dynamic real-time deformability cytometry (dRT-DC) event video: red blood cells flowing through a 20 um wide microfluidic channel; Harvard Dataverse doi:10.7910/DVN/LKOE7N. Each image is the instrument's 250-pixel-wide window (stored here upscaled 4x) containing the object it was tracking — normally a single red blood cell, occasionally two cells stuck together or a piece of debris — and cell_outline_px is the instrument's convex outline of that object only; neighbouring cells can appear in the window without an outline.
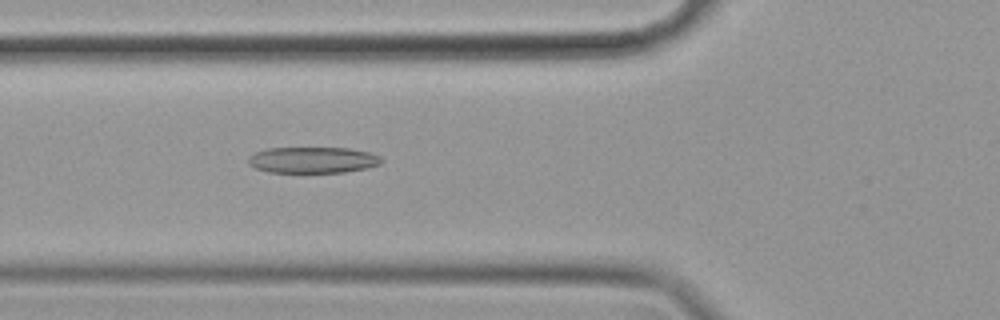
{"species": "common noctule bat (a hibernating species)", "species_latin": "Nyctalus noctula", "temperature_condition": "cold", "stored_images_in_passage": 56, "camera_frame_rate_fps": 3000, "um_per_image_px": 0.085, "animal": {"sex": "female", "body_mass_g": 19.9}, "frame": {"image": 1, "passage_image": 20, "time_ms": 6.333, "image_size_px": [1000, 320], "cell_outline_px": [[384, 160], [380, 164], [368, 168], [344, 172], [268, 172], [256, 168], [248, 164], [248, 156], [256, 152], [268, 148], [348, 148], [368, 152], [380, 156]], "centroid_in_image_um": [26.59, 13.6], "position_along_channel_um": 99.2, "area_um2": 20.29}}
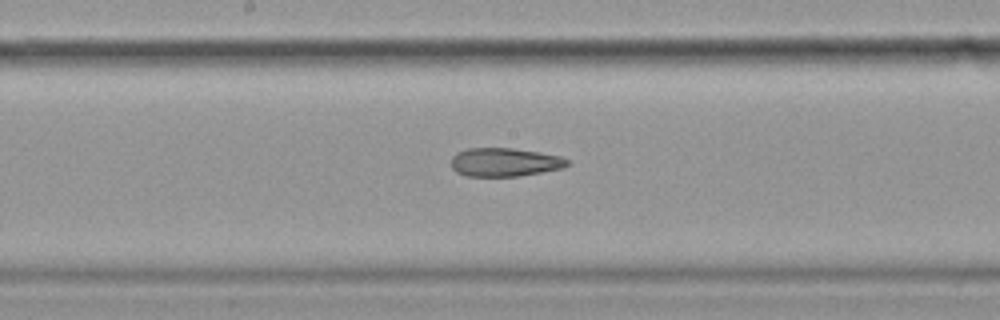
{"frame": {"image": 2, "passage_image": 29, "time_ms": 9.333, "image_size_px": [1000, 320], "cell_outline_px": [[568, 164], [564, 168], [520, 176], [464, 176], [456, 172], [452, 168], [452, 156], [456, 152], [468, 148], [512, 148], [540, 152], [560, 156], [568, 160]], "centroid_in_image_um": [42.88, 13.79], "position_along_channel_um": 205.3, "area_um2": 19.42}}
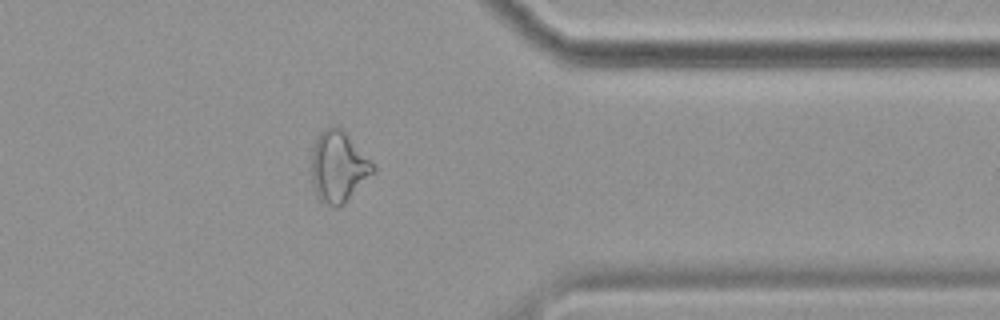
{"frame": {"image": 3, "passage_image": 45, "time_ms": 14.667, "image_size_px": [1000, 320], "cell_outline_px": [[376, 172], [344, 204], [324, 204], [316, 196], [312, 184], [312, 148], [320, 132], [324, 128], [332, 124], [340, 128], [376, 164]], "centroid_in_image_um": [28.79, 14.16], "position_along_channel_um": 382.6, "area_um2": 25.61}, "authors_computed_cell_mechanics": {"area_um2": 22.831, "velocity_mm_per_s": 3.5258, "shape_relaxation_time_tau1_ms": null, "shape_relaxation_time_tau2_ms": 4.2989, "deformation_change_tau1": null, "deformation_change_tau2": 0.1446}}